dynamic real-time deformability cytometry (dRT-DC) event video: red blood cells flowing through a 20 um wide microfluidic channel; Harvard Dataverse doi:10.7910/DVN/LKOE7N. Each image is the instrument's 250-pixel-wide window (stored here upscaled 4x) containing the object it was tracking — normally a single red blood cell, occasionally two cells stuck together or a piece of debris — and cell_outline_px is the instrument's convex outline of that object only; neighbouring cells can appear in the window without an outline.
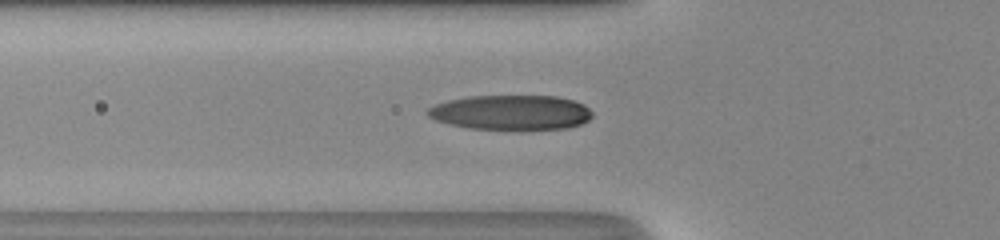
{"species": "human", "species_latin": "Homo sapiens", "temperature_condition": "room temperature", "stored_images_in_passage": 36, "camera_frame_rate_fps": 3000, "um_per_image_px": 0.085, "donor": {"sex": "male"}, "frame": {"image": 1, "passage_image": 8, "time_ms": 2.333, "image_size_px": [1000, 240], "cell_outline_px": [[592, 116], [588, 120], [580, 124], [568, 128], [468, 128], [448, 124], [436, 120], [428, 116], [424, 112], [432, 104], [448, 100], [468, 96], [556, 96], [572, 100], [584, 104], [592, 112]], "centroid_in_image_um": [43.38, 9.53], "position_along_channel_um": 82.4, "area_um2": 33.12}}
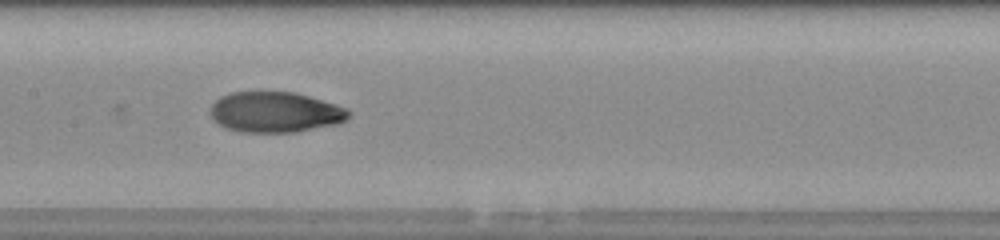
{"frame": {"image": 2, "passage_image": 15, "time_ms": 4.667, "image_size_px": [1000, 240], "cell_outline_px": [[352, 112], [344, 120], [336, 124], [296, 132], [240, 132], [228, 128], [220, 124], [212, 116], [212, 104], [220, 96], [232, 92], [292, 92], [308, 96], [336, 104]], "centroid_in_image_um": [23.4, 9.53], "position_along_channel_um": 184.0, "area_um2": 32.25}}
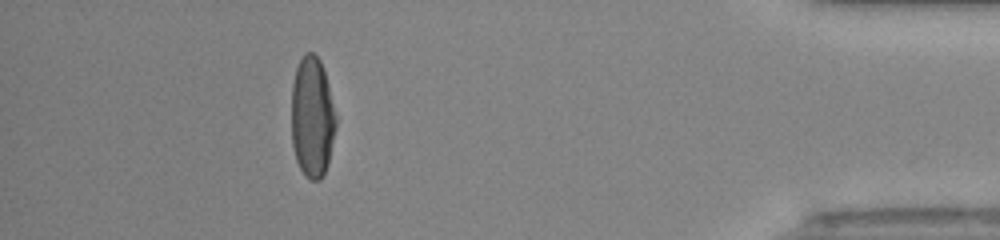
{"frame": {"image": 3, "passage_image": 34, "time_ms": 11.0, "image_size_px": [1000, 240], "cell_outline_px": [[336, 128], [328, 164], [320, 180], [312, 180], [300, 168], [296, 160], [292, 144], [292, 84], [296, 68], [304, 52], [312, 52], [320, 60], [328, 84], [336, 116]], "centroid_in_image_um": [26.54, 9.95], "position_along_channel_um": 408.7, "area_um2": 31.15}, "authors_computed_cell_mechanics": {"area_um2": 32.2813, "velocity_mm_per_s": 4.3528, "shape_relaxation_time_tau1_ms": 5.3164, "shape_relaxation_time_tau2_ms": 0.9974, "deformation_change_tau1": 0.2608, "deformation_change_tau2": 0.0543}}